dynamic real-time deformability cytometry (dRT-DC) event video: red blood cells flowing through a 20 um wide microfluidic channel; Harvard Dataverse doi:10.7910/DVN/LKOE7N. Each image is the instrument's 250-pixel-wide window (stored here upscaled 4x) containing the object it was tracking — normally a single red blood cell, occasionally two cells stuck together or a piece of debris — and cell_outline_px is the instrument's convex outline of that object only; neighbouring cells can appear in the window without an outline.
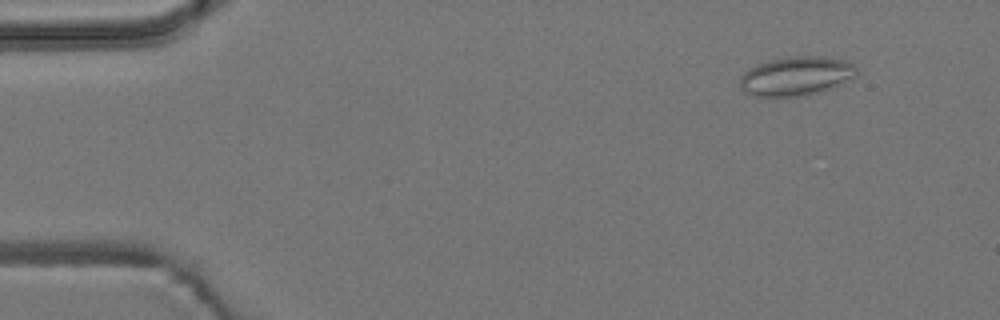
{"species": "common noctule bat (a hibernating species)", "species_latin": "Nyctalus noctula", "temperature_condition": "room temperature", "stored_images_in_passage": 6, "camera_frame_rate_fps": 3000, "um_per_image_px": 0.085, "animal": {"sex": "male", "body_mass_g": 19.2, "forearm_length_mm": 51.8}, "frame": {"image": 1, "passage_image": 2, "time_ms": 1.333, "image_size_px": [1000, 320], "cell_outline_px": [[856, 76], [840, 84], [820, 92], [804, 96], [776, 100], [752, 96], [744, 92], [740, 88], [740, 76], [748, 68], [756, 64], [772, 60], [792, 56], [824, 56], [848, 60], [856, 68]], "centroid_in_image_um": [67.62, 6.51], "position_along_channel_um": 17.4, "area_um2": 27.46}}